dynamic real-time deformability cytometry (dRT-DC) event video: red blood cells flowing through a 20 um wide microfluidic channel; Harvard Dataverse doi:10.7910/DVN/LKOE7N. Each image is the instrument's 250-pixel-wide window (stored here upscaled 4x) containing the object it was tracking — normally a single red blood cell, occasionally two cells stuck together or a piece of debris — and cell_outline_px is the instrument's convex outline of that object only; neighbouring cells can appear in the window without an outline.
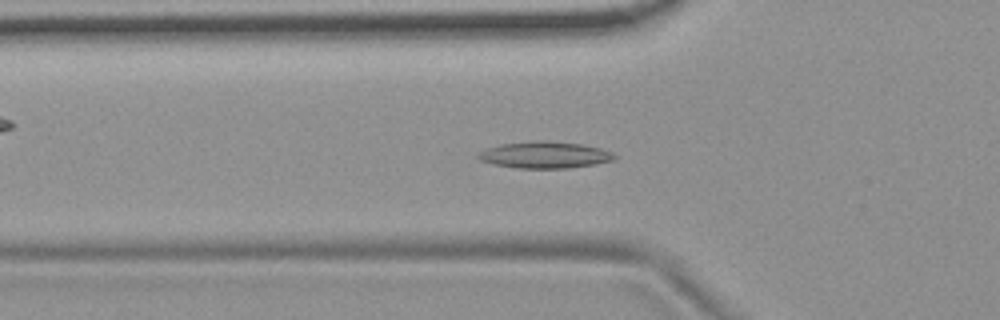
{"species": "common noctule bat (a hibernating species)", "species_latin": "Nyctalus noctula", "temperature_condition": "room temperature", "stored_images_in_passage": 54, "camera_frame_rate_fps": 3000, "um_per_image_px": 0.085, "animal": {"sex": "female", "body_mass_g": 19.9}, "frame": {"image": 1, "passage_image": 18, "time_ms": 5.667, "image_size_px": [1000, 320], "cell_outline_px": [[616, 156], [612, 160], [596, 164], [568, 168], [516, 168], [492, 164], [480, 160], [476, 156], [480, 152], [488, 148], [500, 144], [532, 140], [544, 140], [580, 144], [600, 148], [612, 152]], "centroid_in_image_um": [46.28, 13.16], "position_along_channel_um": 79.5, "area_um2": 21.15}}
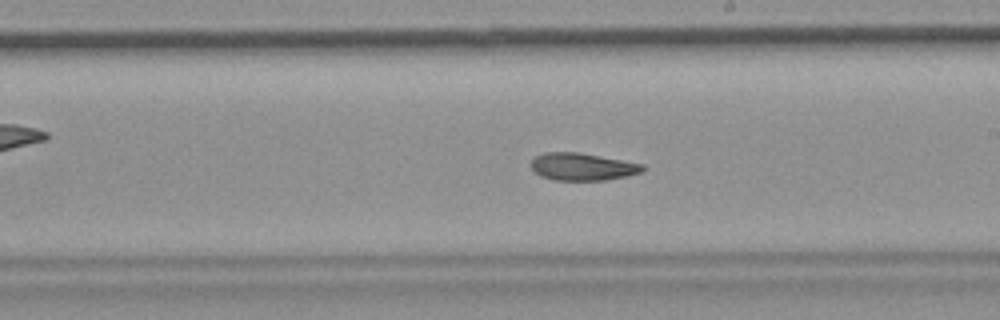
{"frame": {"image": 2, "passage_image": 31, "time_ms": 10.0, "image_size_px": [1000, 320], "cell_outline_px": [[648, 168], [644, 172], [628, 176], [604, 180], [556, 180], [540, 176], [532, 168], [532, 160], [536, 156], [544, 152], [580, 152], [644, 164]], "centroid_in_image_um": [49.58, 14.17], "position_along_channel_um": 239.4, "area_um2": 17.98}}
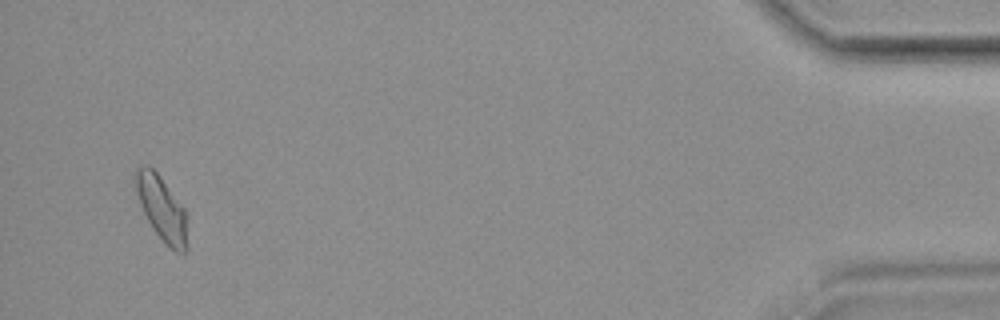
{"frame": {"image": 3, "passage_image": 52, "time_ms": 17.0, "image_size_px": [1000, 320], "cell_outline_px": [[188, 248], [184, 252], [176, 252], [152, 228], [140, 204], [132, 180], [132, 176], [136, 168], [140, 164], [148, 164], [156, 172], [184, 208]], "centroid_in_image_um": [13.69, 17.64], "position_along_channel_um": 421.5, "area_um2": 19.25}, "authors_computed_cell_mechanics": {"area_um2": 18.9295, "velocity_mm_per_s": 3.698, "shape_relaxation_time_tau1_ms": null, "shape_relaxation_time_tau2_ms": 4.2733, "deformation_change_tau1": null, "deformation_change_tau2": 0.0999}}